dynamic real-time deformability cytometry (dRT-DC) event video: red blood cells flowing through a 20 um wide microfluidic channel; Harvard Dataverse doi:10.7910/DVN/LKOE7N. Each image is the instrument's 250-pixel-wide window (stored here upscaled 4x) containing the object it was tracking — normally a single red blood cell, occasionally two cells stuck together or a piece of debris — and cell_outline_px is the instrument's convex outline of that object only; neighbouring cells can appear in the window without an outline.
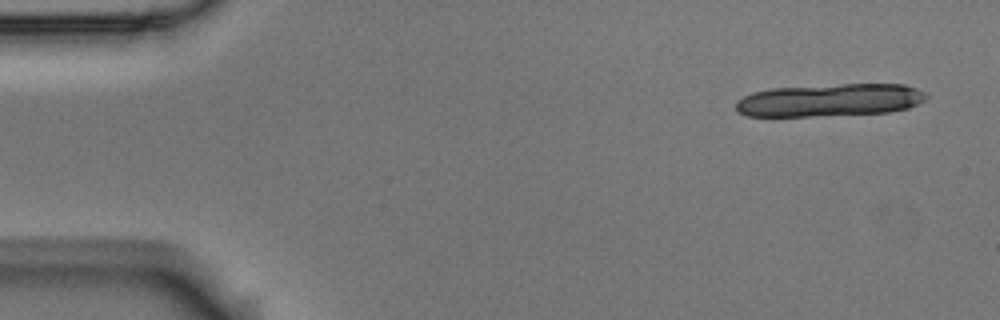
{"species": "Egyptian fruit bat (a non-hibernating species)", "species_latin": "Rousettus aegyptiacus", "temperature_condition": "room temperature", "stored_images_in_passage": 20, "camera_frame_rate_fps": 3000, "um_per_image_px": 0.085, "animal": {"sex": "male"}, "frame": {"image": 1, "passage_image": 3, "time_ms": 0.667, "image_size_px": [1000, 320], "cell_outline_px": [[928, 96], [924, 100], [908, 108], [888, 112], [808, 116], [744, 116], [736, 112], [736, 100], [752, 92], [772, 88], [840, 84], [904, 84], [916, 88], [924, 92]], "centroid_in_image_um": [70.49, 8.51], "position_along_channel_um": 14.5, "area_um2": 36.3}}
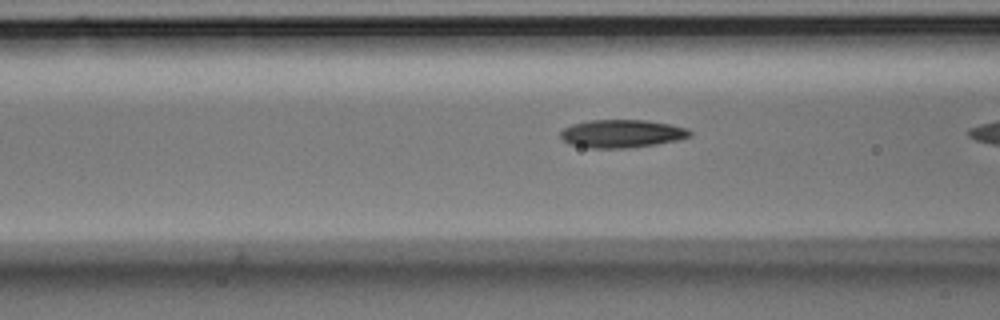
{"frame": {"image": 2, "passage_image": 19, "time_ms": 6.0, "image_size_px": [1000, 320], "cell_outline_px": [[692, 136], [676, 140], [656, 144], [628, 148], [588, 148], [568, 144], [560, 136], [560, 132], [564, 128], [572, 124], [588, 120], [648, 120], [672, 124], [688, 128], [692, 132]], "centroid_in_image_um": [52.86, 11.35], "position_along_channel_um": 113.7, "area_um2": 21.33}}